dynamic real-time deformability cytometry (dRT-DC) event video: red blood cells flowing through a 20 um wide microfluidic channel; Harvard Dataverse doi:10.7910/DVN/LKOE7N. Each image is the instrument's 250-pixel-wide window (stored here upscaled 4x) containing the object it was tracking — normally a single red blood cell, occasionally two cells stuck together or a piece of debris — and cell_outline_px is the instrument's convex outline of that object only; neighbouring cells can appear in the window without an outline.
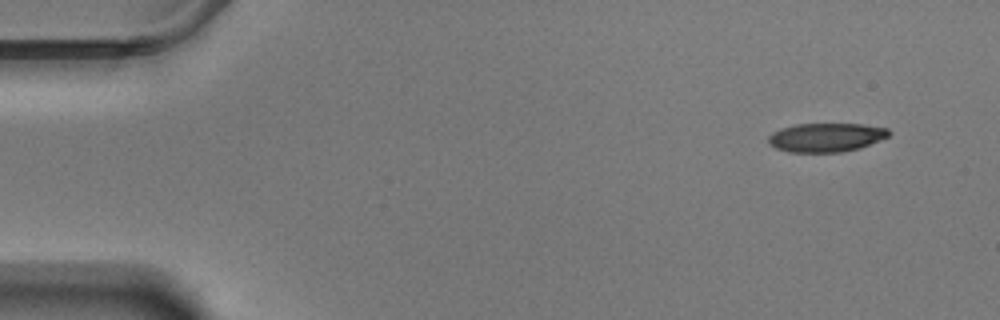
{"species": "Egyptian fruit bat (a non-hibernating species)", "species_latin": "Rousettus aegyptiacus", "temperature_condition": "warm", "stored_images_in_passage": 55, "camera_frame_rate_fps": 3000, "um_per_image_px": 0.085, "animal": {"sex": "male"}, "frame": {"image": 1, "passage_image": 1, "time_ms": 0.0, "image_size_px": [1000, 320], "cell_outline_px": [[892, 132], [888, 136], [860, 148], [840, 152], [788, 152], [776, 148], [768, 144], [768, 136], [772, 132], [780, 128], [796, 124], [864, 124], [888, 128]], "centroid_in_image_um": [70.2, 11.67], "position_along_channel_um": 14.8, "area_um2": 20.35}}
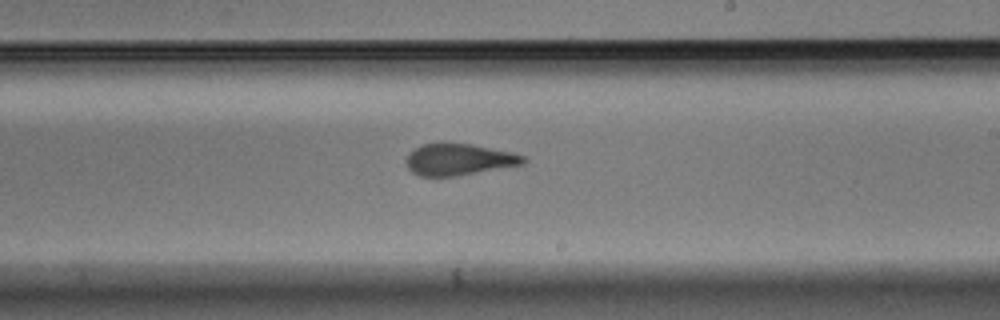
{"frame": {"image": 2, "passage_image": 31, "time_ms": 10.0, "image_size_px": [1000, 320], "cell_outline_px": [[528, 160], [524, 164], [456, 176], [420, 176], [412, 172], [408, 168], [404, 160], [408, 152], [424, 144], [472, 144], [512, 152], [524, 156]], "centroid_in_image_um": [39.0, 13.57], "position_along_channel_um": 250.0, "area_um2": 21.44}}
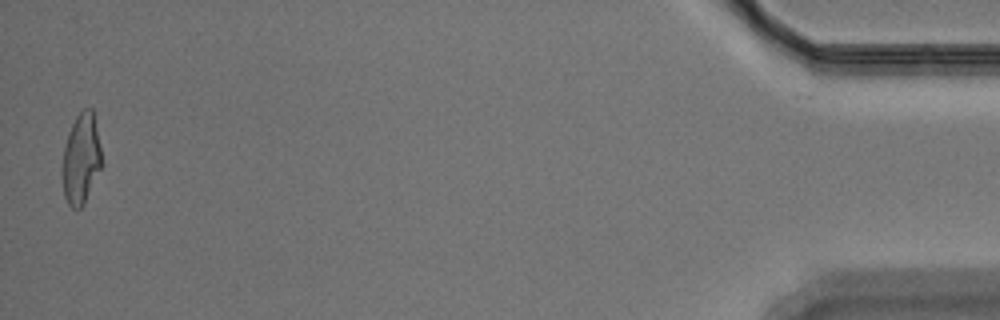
{"frame": {"image": 3, "passage_image": 54, "time_ms": 17.667, "image_size_px": [1000, 320], "cell_outline_px": [[100, 168], [84, 204], [76, 212], [68, 204], [64, 196], [60, 176], [64, 148], [68, 132], [76, 116], [84, 108], [92, 108], [100, 148]], "centroid_in_image_um": [6.84, 13.55], "position_along_channel_um": 428.4, "area_um2": 20.69}, "authors_computed_cell_mechanics": {"area_um2": 21.964, "velocity_mm_per_s": 3.493, "shape_relaxation_time_tau1_ms": null, "shape_relaxation_time_tau2_ms": 1.7706, "deformation_change_tau1": null, "deformation_change_tau2": 0.1037}}